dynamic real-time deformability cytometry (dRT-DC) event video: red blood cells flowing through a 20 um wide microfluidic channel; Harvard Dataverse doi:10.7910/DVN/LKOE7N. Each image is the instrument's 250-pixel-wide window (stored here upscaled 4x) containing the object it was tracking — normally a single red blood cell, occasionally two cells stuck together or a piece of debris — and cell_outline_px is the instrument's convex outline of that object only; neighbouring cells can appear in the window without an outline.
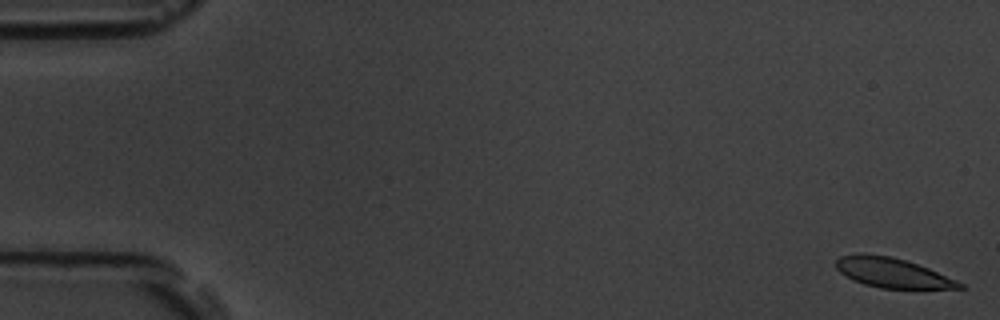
{"species": "common noctule bat (a hibernating species)", "species_latin": "Nyctalus noctula", "temperature_condition": "room temperature", "stored_images_in_passage": 54, "camera_frame_rate_fps": 3000, "um_per_image_px": 0.085, "animal": {"sex": "male", "body_mass_g": 19.5, "forearm_length_mm": 54.6}, "frame": {"image": 1, "passage_image": 1, "time_ms": 0.0, "image_size_px": [1000, 320], "cell_outline_px": [[964, 288], [880, 288], [864, 284], [840, 272], [836, 268], [836, 260], [840, 256], [860, 252], [892, 256], [928, 268], [956, 280], [964, 284]], "centroid_in_image_um": [75.81, 23.16], "position_along_channel_um": 9.2, "area_um2": 21.1}}
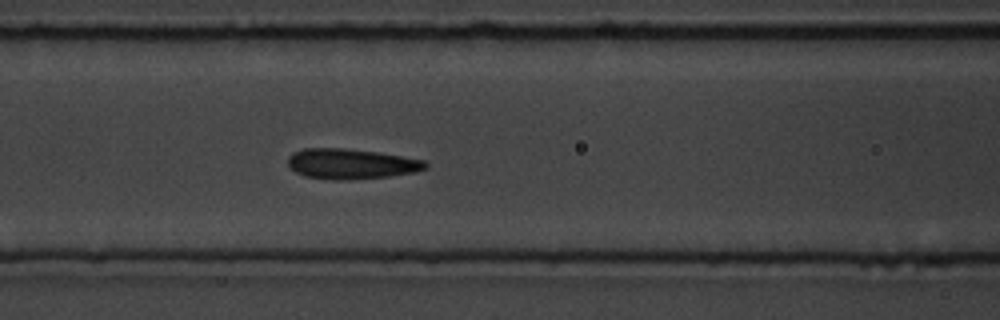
{"frame": {"image": 2, "passage_image": 23, "time_ms": 7.333, "image_size_px": [1000, 320], "cell_outline_px": [[428, 168], [412, 172], [388, 176], [352, 180], [332, 180], [304, 176], [296, 172], [288, 164], [288, 156], [292, 152], [304, 148], [344, 148], [376, 152], [424, 160], [428, 164]], "centroid_in_image_um": [29.8, 13.93], "position_along_channel_um": 136.8, "area_um2": 24.22}}
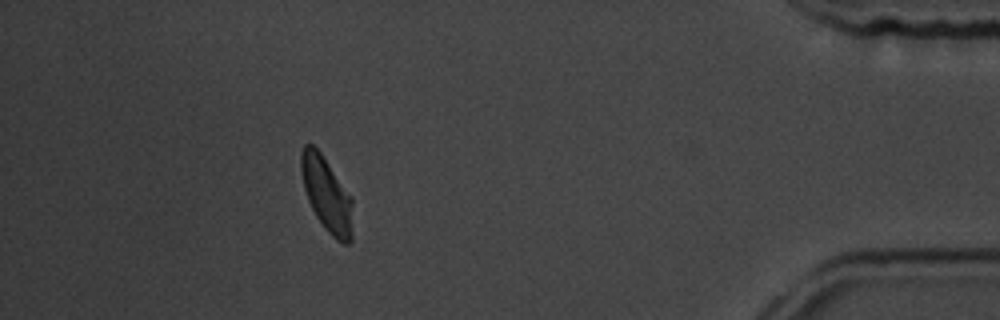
{"frame": {"image": 3, "passage_image": 49, "time_ms": 16.0, "image_size_px": [1000, 320], "cell_outline_px": [[352, 240], [348, 244], [344, 244], [336, 240], [324, 228], [316, 216], [308, 200], [304, 188], [300, 168], [300, 152], [304, 144], [312, 144], [320, 152], [352, 196]], "centroid_in_image_um": [27.77, 16.53], "position_along_channel_um": 407.4, "area_um2": 22.54}, "authors_computed_cell_mechanics": {"area_um2": 23.8425, "velocity_mm_per_s": 3.7261, "shape_relaxation_time_tau1_ms": 3.8669, "shape_relaxation_time_tau2_ms": 1.2906, "deformation_change_tau1": 0.1178, "deformation_change_tau2": 0.077}}